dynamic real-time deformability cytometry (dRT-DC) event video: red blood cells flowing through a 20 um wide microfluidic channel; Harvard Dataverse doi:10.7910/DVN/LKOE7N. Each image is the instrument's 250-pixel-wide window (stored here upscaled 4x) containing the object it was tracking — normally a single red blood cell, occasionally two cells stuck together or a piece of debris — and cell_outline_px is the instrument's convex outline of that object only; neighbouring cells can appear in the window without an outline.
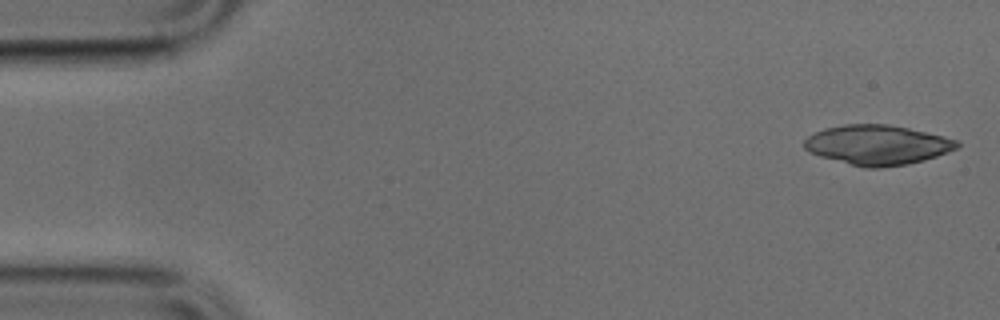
{"species": "common noctule bat (a hibernating species)", "species_latin": "Nyctalus noctula", "temperature_condition": "cold", "stored_images_in_passage": 48, "camera_frame_rate_fps": 3000, "um_per_image_px": 0.085, "animal": {"sex": "male", "body_mass_g": 17.9, "forearm_length_mm": 54.2}, "frame": {"image": 1, "passage_image": 1, "time_ms": 0.0, "image_size_px": [1000, 320], "cell_outline_px": [[960, 144], [956, 148], [948, 152], [924, 160], [908, 164], [880, 168], [864, 168], [820, 156], [808, 152], [804, 148], [804, 140], [808, 136], [824, 128], [844, 124], [888, 124], [908, 128], [944, 136], [956, 140]], "centroid_in_image_um": [74.56, 12.32], "position_along_channel_um": 10.4, "area_um2": 35.37}}
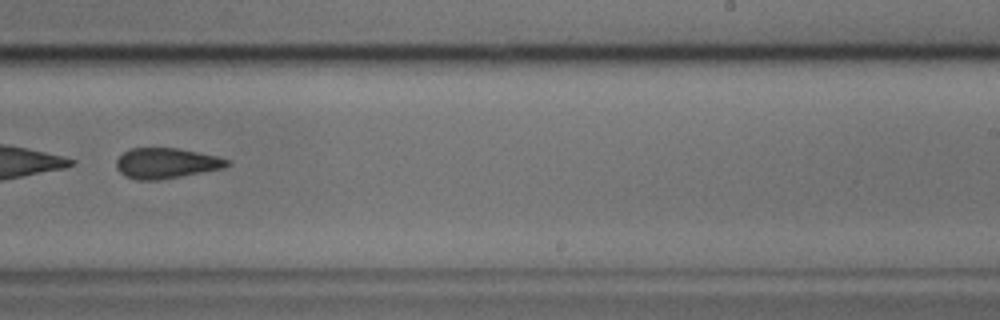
{"frame": {"image": 2, "passage_image": 30, "time_ms": 9.667, "image_size_px": [1000, 320], "cell_outline_px": [[232, 164], [224, 168], [156, 180], [136, 180], [120, 172], [116, 168], [116, 160], [128, 148], [180, 148], [220, 156], [232, 160]], "centroid_in_image_um": [14.18, 13.85], "position_along_channel_um": 274.8, "area_um2": 19.77}}
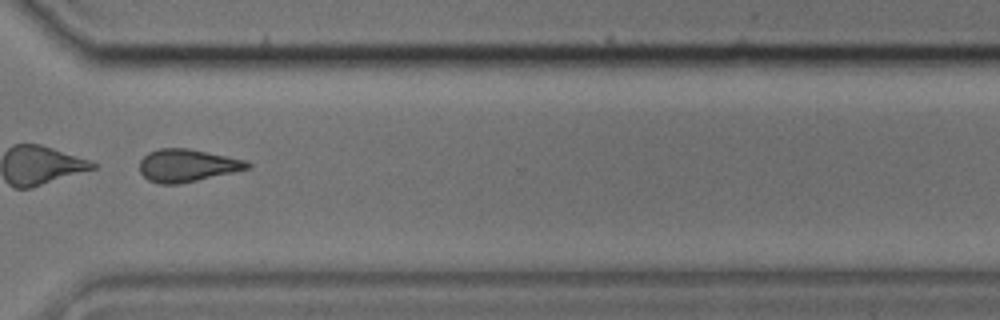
{"frame": {"image": 3, "passage_image": 36, "time_ms": 11.667, "image_size_px": [1000, 320], "cell_outline_px": [[252, 164], [248, 168], [232, 172], [180, 184], [160, 184], [148, 180], [140, 172], [140, 160], [148, 152], [160, 148], [188, 148], [244, 160]], "centroid_in_image_um": [15.86, 14.06], "position_along_channel_um": 354.7, "area_um2": 20.23}}